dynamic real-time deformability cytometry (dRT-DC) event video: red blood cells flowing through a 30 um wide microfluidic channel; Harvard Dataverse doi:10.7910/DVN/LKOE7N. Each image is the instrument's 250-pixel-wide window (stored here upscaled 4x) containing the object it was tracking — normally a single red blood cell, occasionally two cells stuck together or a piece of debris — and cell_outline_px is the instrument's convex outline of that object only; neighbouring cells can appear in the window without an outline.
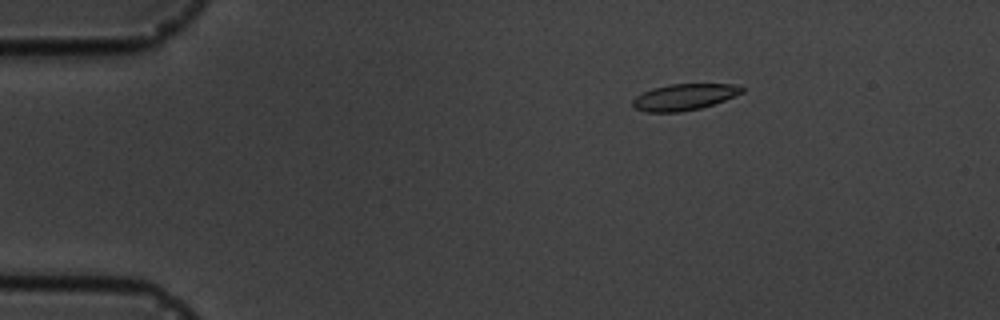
{"species": "common noctule bat (a hibernating species)", "species_latin": "Nyctalus noctula", "temperature_condition": "cold", "stored_images_in_passage": 6, "camera_frame_rate_fps": 3000, "um_per_image_px": 0.085, "animal": {"sex": "male", "body_mass_g": 19.5, "forearm_length_mm": 54.6}, "frame": {"image": 1, "passage_image": 3, "time_ms": 2.333, "image_size_px": [1000, 320], "cell_outline_px": [[744, 92], [724, 100], [700, 108], [680, 112], [648, 112], [632, 108], [632, 100], [636, 96], [652, 88], [672, 84], [732, 84], [744, 88]], "centroid_in_image_um": [58.12, 8.25], "position_along_channel_um": 26.9, "area_um2": 16.65}}
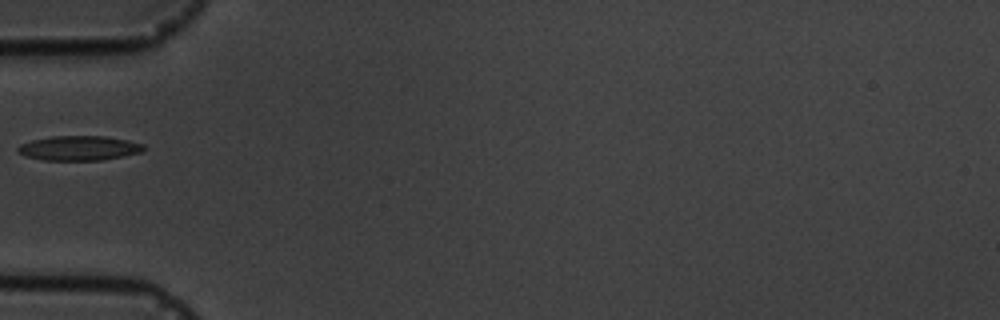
{"frame": {"image": 2, "passage_image": 6, "time_ms": 5.667, "image_size_px": [1000, 320], "cell_outline_px": [[144, 152], [100, 160], [44, 160], [24, 156], [16, 148], [20, 144], [32, 140], [52, 136], [104, 136], [128, 140], [144, 144]], "centroid_in_image_um": [6.73, 12.59], "position_along_channel_um": 78.3, "area_um2": 18.03}}